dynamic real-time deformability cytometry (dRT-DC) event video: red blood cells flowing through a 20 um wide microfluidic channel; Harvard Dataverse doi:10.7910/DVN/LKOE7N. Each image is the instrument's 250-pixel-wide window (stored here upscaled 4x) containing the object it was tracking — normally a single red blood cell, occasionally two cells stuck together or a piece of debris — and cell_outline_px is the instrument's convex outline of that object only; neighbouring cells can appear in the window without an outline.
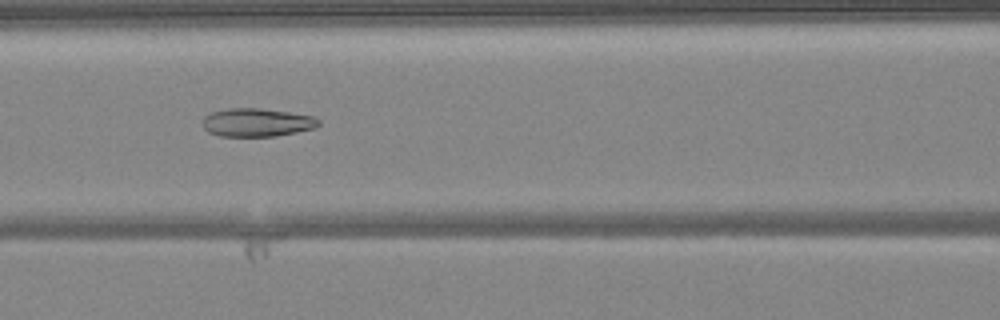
{"species": "common noctule bat (a hibernating species)", "species_latin": "Nyctalus noctula", "temperature_condition": "warm", "stored_images_in_passage": 46, "segment_of_instrument_passage": [1, 2], "camera_frame_rate_fps": 3000, "um_per_image_px": 0.085, "animal": {"sex": "female", "body_mass_g": 24.6, "forearm_length_mm": 56.2}, "frame": {"image": 1, "passage_image": 22, "time_ms": 7.0, "image_size_px": [1000, 320], "cell_outline_px": [[320, 124], [316, 128], [276, 136], [220, 136], [208, 132], [204, 128], [204, 116], [212, 112], [228, 108], [260, 108], [316, 116], [320, 120]], "centroid_in_image_um": [21.88, 10.4], "position_along_channel_um": 144.7, "area_um2": 19.19}}
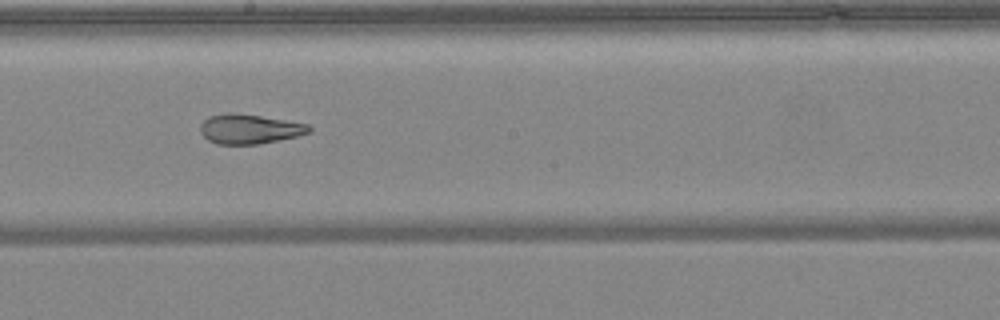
{"frame": {"image": 2, "passage_image": 28, "time_ms": 9.0, "image_size_px": [1000, 320], "cell_outline_px": [[312, 132], [280, 140], [260, 144], [216, 144], [208, 140], [200, 132], [200, 124], [208, 116], [228, 112], [232, 112], [260, 116], [308, 124], [312, 128]], "centroid_in_image_um": [21.19, 10.96], "position_along_channel_um": 227.0, "area_um2": 18.84}}
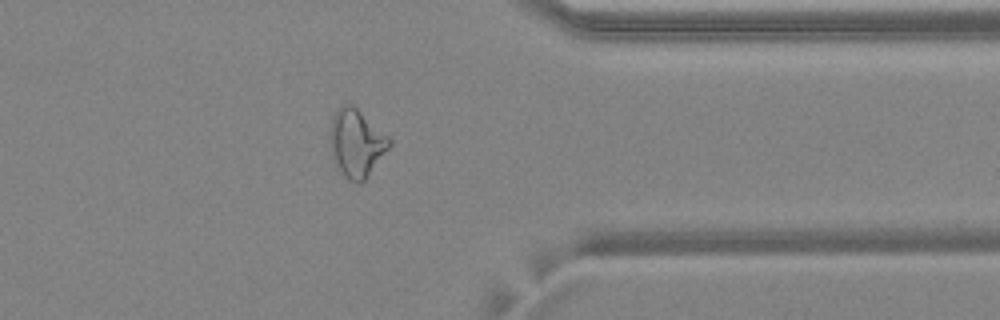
{"frame": {"image": 3, "passage_image": 40, "time_ms": 13.0, "image_size_px": [1000, 320], "cell_outline_px": [[392, 144], [368, 176], [360, 184], [348, 180], [344, 176], [332, 160], [328, 136], [332, 116], [336, 108], [344, 104], [352, 104], [388, 136], [392, 140]], "centroid_in_image_um": [30.25, 12.16], "position_along_channel_um": 381.1, "area_um2": 23.7}}